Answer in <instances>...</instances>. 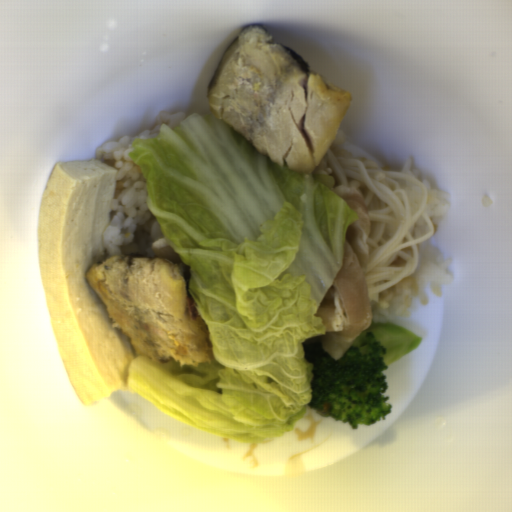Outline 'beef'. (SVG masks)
Here are the masks:
<instances>
[{
    "label": "beef",
    "instance_id": "1",
    "mask_svg": "<svg viewBox=\"0 0 512 512\" xmlns=\"http://www.w3.org/2000/svg\"><path fill=\"white\" fill-rule=\"evenodd\" d=\"M357 214L346 229L344 259L316 314L323 334L306 342L320 343L334 358L342 359L371 323L367 271L372 222L361 189L339 185L332 189Z\"/></svg>",
    "mask_w": 512,
    "mask_h": 512
},
{
    "label": "beef",
    "instance_id": "2",
    "mask_svg": "<svg viewBox=\"0 0 512 512\" xmlns=\"http://www.w3.org/2000/svg\"><path fill=\"white\" fill-rule=\"evenodd\" d=\"M153 257H160L167 260H171L179 269V271L184 276L186 283L188 285L191 269L190 265H187L183 262L178 253L173 249V247L169 244L166 236L162 238L155 239L151 245L150 249Z\"/></svg>",
    "mask_w": 512,
    "mask_h": 512
}]
</instances>
